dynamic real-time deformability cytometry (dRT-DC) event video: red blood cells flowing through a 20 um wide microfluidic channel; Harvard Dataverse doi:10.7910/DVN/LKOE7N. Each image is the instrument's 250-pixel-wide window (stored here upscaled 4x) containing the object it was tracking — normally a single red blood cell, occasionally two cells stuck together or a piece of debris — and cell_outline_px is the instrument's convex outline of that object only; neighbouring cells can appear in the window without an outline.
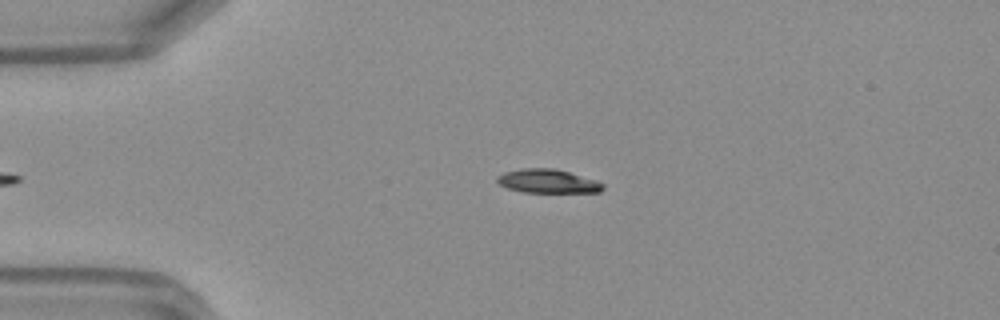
{"species": "Egyptian fruit bat (a non-hibernating species)", "species_latin": "Rousettus aegyptiacus", "temperature_condition": "warm", "stored_images_in_passage": 37, "camera_frame_rate_fps": 3000, "um_per_image_px": 0.085, "frame": {"image": 1, "passage_image": 5, "time_ms": 1.333, "image_size_px": [1000, 320], "cell_outline_px": [[604, 188], [600, 192], [524, 192], [508, 188], [500, 184], [496, 180], [496, 176], [504, 172], [520, 168], [552, 168], [568, 172], [596, 180], [604, 184]], "centroid_in_image_um": [46.54, 15.39], "position_along_channel_um": 38.5, "area_um2": 14.57}}
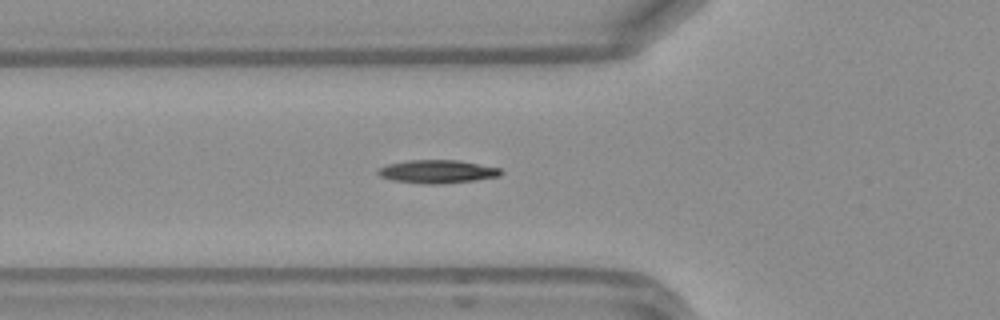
{"frame": {"image": 2, "passage_image": 11, "time_ms": 3.333, "image_size_px": [1000, 320], "cell_outline_px": [[504, 172], [500, 176], [476, 180], [444, 184], [420, 184], [392, 180], [380, 176], [376, 172], [380, 168], [388, 164], [408, 160], [456, 160], [500, 168]], "centroid_in_image_um": [37.18, 14.59], "position_along_channel_um": 88.6, "area_um2": 16.7}}
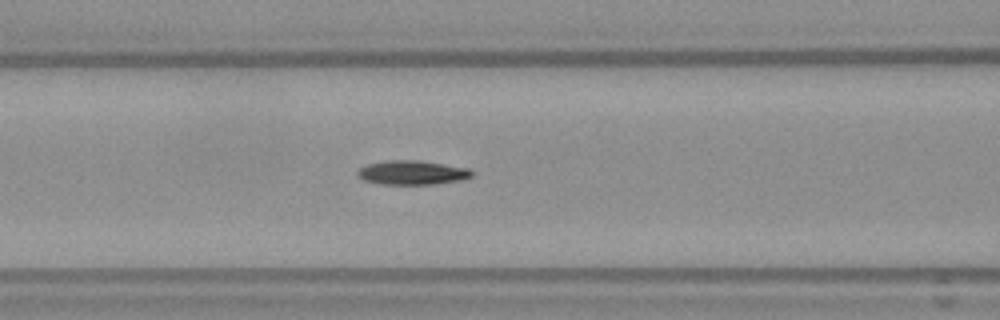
{"frame": {"image": 3, "passage_image": 14, "time_ms": 4.333, "image_size_px": [1000, 320], "cell_outline_px": [[472, 176], [460, 180], [436, 184], [380, 184], [364, 180], [356, 176], [356, 172], [360, 168], [368, 164], [388, 160], [416, 160], [468, 168], [472, 172]], "centroid_in_image_um": [34.99, 14.68], "position_along_channel_um": 131.6, "area_um2": 15.95}, "authors_computed_cell_mechanics": {"area_um2": 15.606, "velocity_mm_per_s": 4.2163, "shape_relaxation_time_tau1_ms": 7.5176, "shape_relaxation_time_tau2_ms": null, "deformation_change_tau1": 0.225, "deformation_change_tau2": null}}